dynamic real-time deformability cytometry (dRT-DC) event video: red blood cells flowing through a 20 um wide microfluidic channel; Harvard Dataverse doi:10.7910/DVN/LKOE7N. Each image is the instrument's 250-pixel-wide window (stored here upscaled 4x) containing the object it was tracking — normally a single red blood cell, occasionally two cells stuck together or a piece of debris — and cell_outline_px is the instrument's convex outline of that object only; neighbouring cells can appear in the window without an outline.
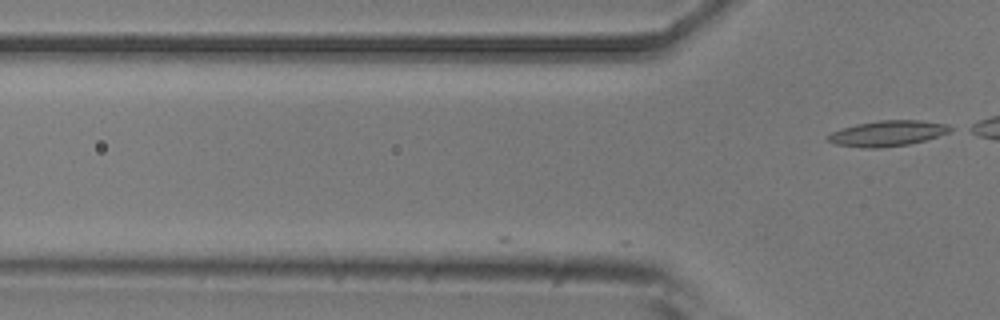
{"species": "common noctule bat (a hibernating species)", "species_latin": "Nyctalus noctula", "temperature_condition": "room temperature", "stored_images_in_passage": 2, "camera_frame_rate_fps": 3000, "um_per_image_px": 0.085, "animal": {"sex": "male", "body_mass_g": 20.5, "forearm_length_mm": 52.5}, "frame": {"image": 1, "passage_image": 2, "time_ms": 0.333, "image_size_px": [1000, 320], "cell_outline_px": [[956, 128], [948, 132], [924, 140], [908, 144], [880, 148], [864, 148], [836, 144], [824, 140], [824, 136], [840, 128], [856, 124], [880, 120], [920, 120], [948, 124]], "centroid_in_image_um": [75.39, 11.33], "position_along_channel_um": 50.4, "area_um2": 18.38}}